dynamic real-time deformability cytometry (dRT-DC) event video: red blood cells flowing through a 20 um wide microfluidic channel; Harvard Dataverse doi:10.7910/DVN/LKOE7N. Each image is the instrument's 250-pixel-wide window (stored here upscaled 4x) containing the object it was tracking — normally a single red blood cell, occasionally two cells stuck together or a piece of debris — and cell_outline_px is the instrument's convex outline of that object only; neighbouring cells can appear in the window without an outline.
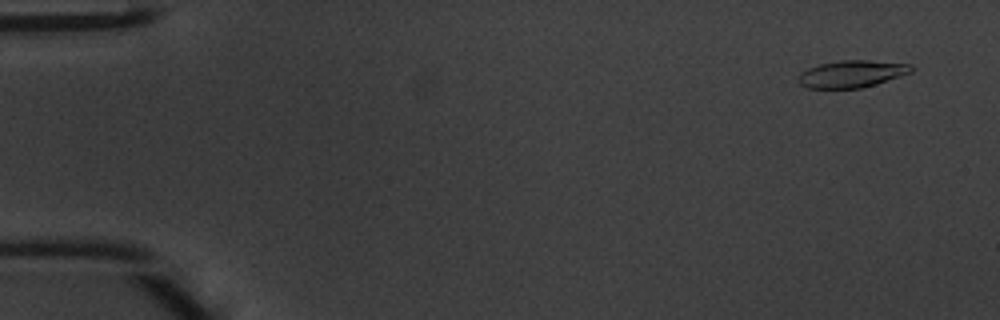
{"species": "common noctule bat (a hibernating species)", "species_latin": "Nyctalus noctula", "temperature_condition": "warm", "stored_images_in_passage": 48, "camera_frame_rate_fps": 3000, "um_per_image_px": 0.085, "animal": {"sex": "male", "body_mass_g": 20.1, "forearm_length_mm": 53.5}, "frame": {"image": 1, "passage_image": 3, "time_ms": 0.667, "image_size_px": [1000, 320], "cell_outline_px": [[912, 72], [900, 76], [860, 88], [808, 88], [800, 84], [796, 80], [800, 72], [808, 68], [820, 64], [840, 60], [868, 60], [912, 64]], "centroid_in_image_um": [72.36, 6.27], "position_along_channel_um": 12.6, "area_um2": 17.74}}
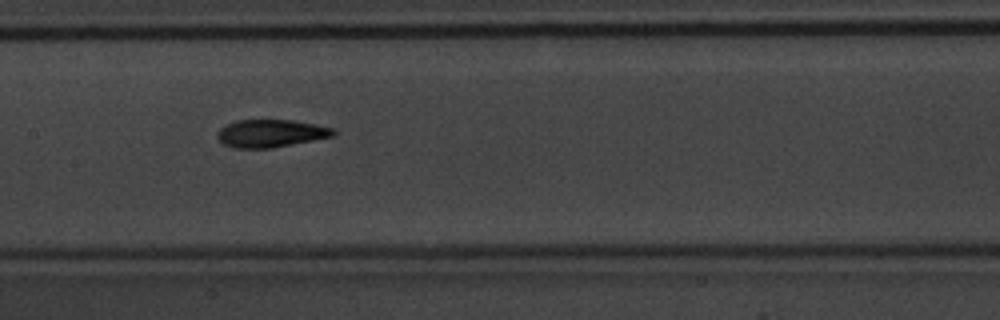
{"frame": {"image": 2, "passage_image": 24, "time_ms": 7.667, "image_size_px": [1000, 320], "cell_outline_px": [[336, 132], [332, 136], [272, 148], [232, 148], [224, 144], [216, 136], [216, 132], [220, 128], [236, 120], [292, 120], [332, 128]], "centroid_in_image_um": [22.95, 11.34], "position_along_channel_um": 184.5, "area_um2": 18.5}}
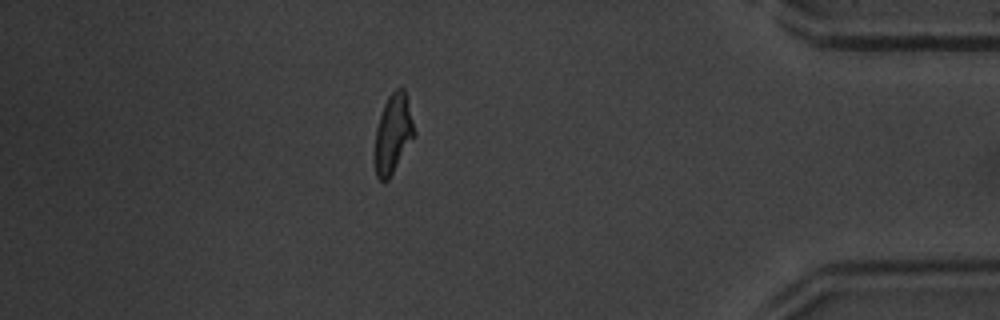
{"frame": {"image": 3, "passage_image": 42, "time_ms": 13.667, "image_size_px": [1000, 320], "cell_outline_px": [[416, 136], [388, 180], [380, 180], [376, 176], [372, 160], [372, 156], [376, 128], [384, 104], [388, 96], [396, 88], [404, 88], [416, 132]], "centroid_in_image_um": [33.38, 11.42], "position_along_channel_um": 401.8, "area_um2": 18.73}, "authors_computed_cell_mechanics": {"area_um2": 18.3515, "velocity_mm_per_s": 4.2571, "shape_relaxation_time_tau1_ms": 2.5907, "shape_relaxation_time_tau2_ms": 1.9118, "deformation_change_tau1": 0.1601, "deformation_change_tau2": 0.0815}}